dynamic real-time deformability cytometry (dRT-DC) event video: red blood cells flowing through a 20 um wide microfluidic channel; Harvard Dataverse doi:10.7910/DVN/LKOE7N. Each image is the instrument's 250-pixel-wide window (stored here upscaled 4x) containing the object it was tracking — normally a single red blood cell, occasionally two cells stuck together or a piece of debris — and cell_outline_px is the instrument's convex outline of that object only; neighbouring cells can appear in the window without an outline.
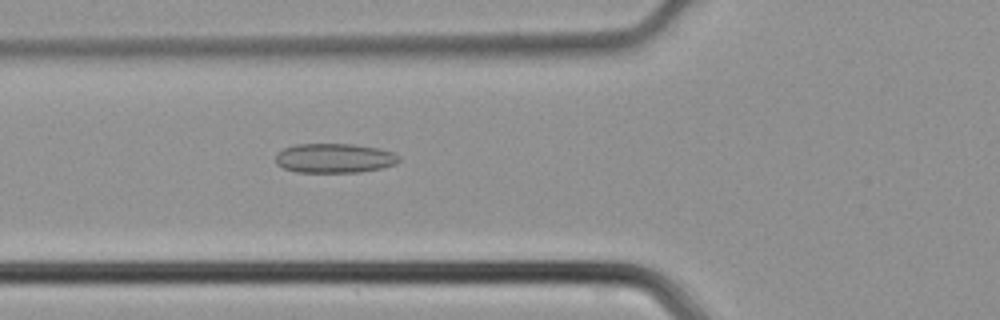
{"species": "common noctule bat (a hibernating species)", "species_latin": "Nyctalus noctula", "temperature_condition": "cold", "stored_images_in_passage": 37, "camera_frame_rate_fps": 3000, "um_per_image_px": 0.085, "animal": {"sex": "male", "body_mass_g": 21.5, "forearm_length_mm": 52.0}, "frame": {"image": 1, "passage_image": 8, "time_ms": 2.333, "image_size_px": [1000, 320], "cell_outline_px": [[400, 160], [396, 164], [380, 168], [360, 172], [296, 172], [284, 168], [276, 164], [276, 152], [284, 148], [296, 144], [352, 144], [380, 148], [392, 152], [400, 156]], "centroid_in_image_um": [28.42, 13.44], "position_along_channel_um": 97.4, "area_um2": 21.27}}
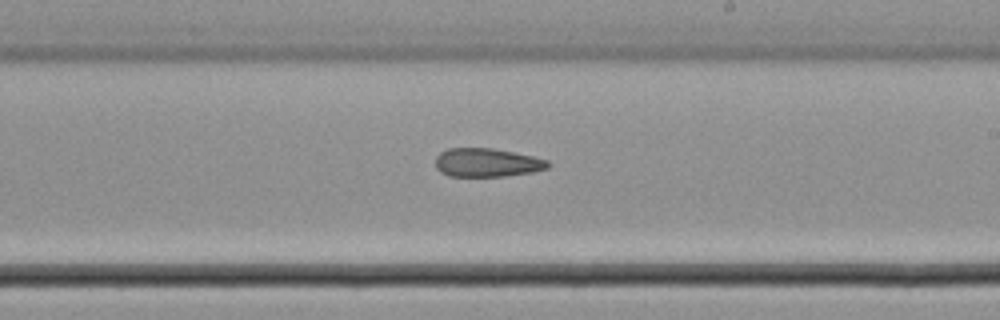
{"frame": {"image": 2, "passage_image": 18, "time_ms": 5.667, "image_size_px": [1000, 320], "cell_outline_px": [[552, 164], [548, 168], [532, 172], [504, 176], [448, 176], [440, 172], [436, 168], [436, 156], [440, 152], [448, 148], [492, 148], [532, 156], [548, 160]], "centroid_in_image_um": [41.38, 13.82], "position_along_channel_um": 247.6, "area_um2": 18.79}}
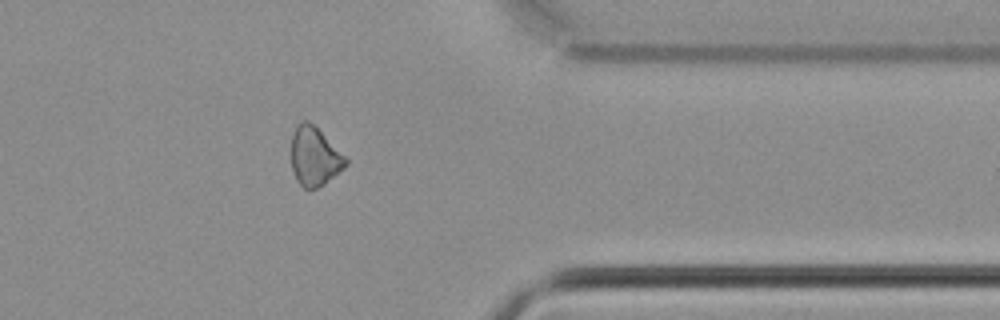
{"frame": {"image": 3, "passage_image": 28, "time_ms": 9.0, "image_size_px": [1000, 320], "cell_outline_px": [[348, 164], [344, 168], [324, 184], [316, 188], [304, 188], [296, 180], [292, 172], [288, 152], [292, 132], [296, 124], [300, 120], [308, 120], [348, 160]], "centroid_in_image_um": [26.64, 13.29], "position_along_channel_um": 384.8, "area_um2": 18.96}}